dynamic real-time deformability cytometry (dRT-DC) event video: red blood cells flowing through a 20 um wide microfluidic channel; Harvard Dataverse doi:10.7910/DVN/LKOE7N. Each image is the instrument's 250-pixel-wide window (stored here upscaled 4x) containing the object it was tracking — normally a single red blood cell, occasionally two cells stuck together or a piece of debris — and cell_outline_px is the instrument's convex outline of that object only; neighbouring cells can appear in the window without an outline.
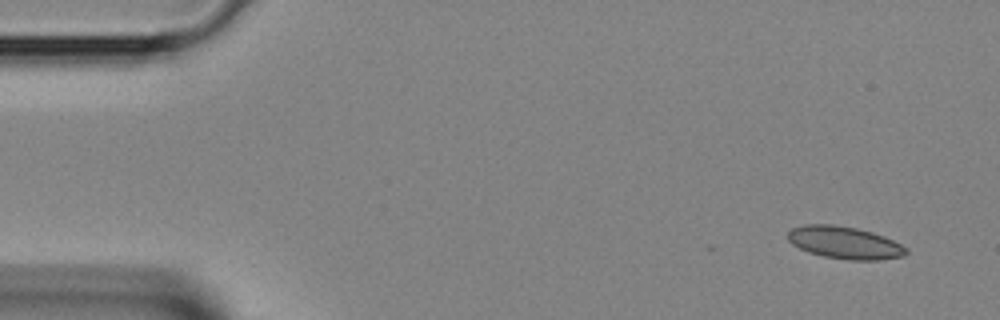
{"species": "Egyptian fruit bat (a non-hibernating species)", "species_latin": "Rousettus aegyptiacus", "temperature_condition": "room temperature", "stored_images_in_passage": 35, "camera_frame_rate_fps": 3000, "um_per_image_px": 0.085, "animal": {"sex": "female"}, "frame": {"image": 1, "passage_image": 2, "time_ms": 0.333, "image_size_px": [1000, 320], "cell_outline_px": [[908, 252], [904, 256], [880, 260], [848, 260], [824, 256], [808, 252], [792, 244], [788, 240], [788, 232], [792, 228], [804, 224], [832, 224], [856, 228], [872, 232], [884, 236], [908, 248]], "centroid_in_image_um": [71.8, 20.62], "position_along_channel_um": 13.2, "area_um2": 22.37}}
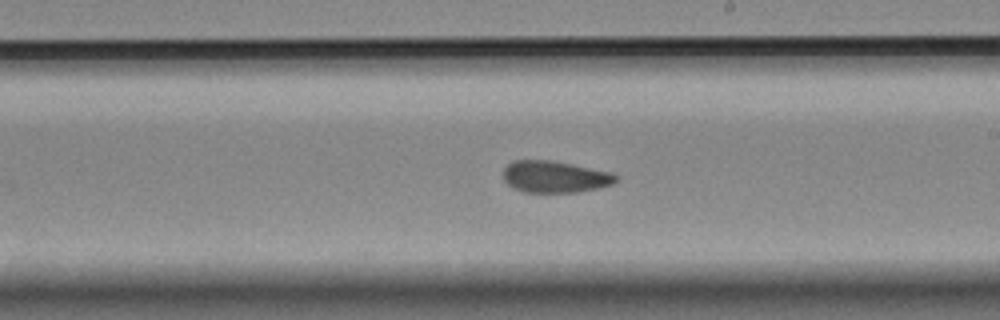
{"frame": {"image": 2, "passage_image": 22, "time_ms": 7.0, "image_size_px": [1000, 320], "cell_outline_px": [[620, 180], [612, 184], [600, 188], [576, 192], [524, 192], [512, 188], [504, 180], [504, 168], [508, 164], [516, 160], [552, 160], [612, 172], [620, 176]], "centroid_in_image_um": [47.21, 15.03], "position_along_channel_um": 241.8, "area_um2": 21.04}}
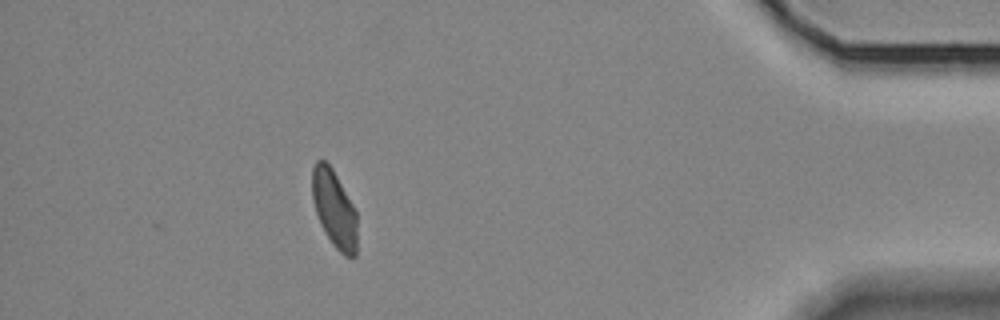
{"frame": {"image": 3, "passage_image": 35, "time_ms": 11.333, "image_size_px": [1000, 320], "cell_outline_px": [[356, 256], [352, 260], [344, 256], [332, 244], [324, 232], [320, 224], [312, 200], [312, 168], [316, 160], [324, 160], [332, 168], [356, 208]], "centroid_in_image_um": [28.42, 17.77], "position_along_channel_um": 406.8, "area_um2": 20.58}}